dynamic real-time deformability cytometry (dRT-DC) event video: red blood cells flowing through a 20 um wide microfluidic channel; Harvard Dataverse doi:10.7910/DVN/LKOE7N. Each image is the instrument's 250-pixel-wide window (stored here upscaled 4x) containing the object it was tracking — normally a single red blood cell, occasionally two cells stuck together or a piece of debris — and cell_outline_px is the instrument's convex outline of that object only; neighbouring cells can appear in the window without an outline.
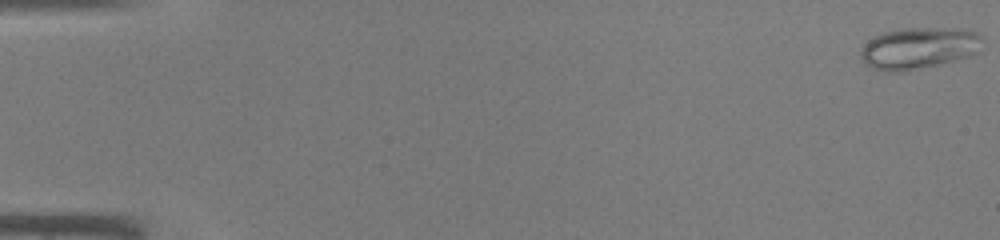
{"species": "common noctule bat (a hibernating species)", "species_latin": "Nyctalus noctula", "temperature_condition": "warm", "stored_images_in_passage": 15, "camera_frame_rate_fps": 3000, "um_per_image_px": 0.085, "animal": {"sex": "male", "body_mass_g": 19.0, "forearm_length_mm": 50.8}, "frame": {"image": 1, "passage_image": 1, "time_ms": 0.0, "image_size_px": [1000, 240], "cell_outline_px": [[984, 40], [980, 52], [968, 56], [936, 64], [900, 72], [888, 72], [872, 68], [860, 56], [860, 52], [864, 44], [868, 40], [884, 32], [904, 28], [960, 28], [976, 32], [984, 36]], "centroid_in_image_um": [78.14, 4.07], "position_along_channel_um": 6.9, "area_um2": 29.42}}